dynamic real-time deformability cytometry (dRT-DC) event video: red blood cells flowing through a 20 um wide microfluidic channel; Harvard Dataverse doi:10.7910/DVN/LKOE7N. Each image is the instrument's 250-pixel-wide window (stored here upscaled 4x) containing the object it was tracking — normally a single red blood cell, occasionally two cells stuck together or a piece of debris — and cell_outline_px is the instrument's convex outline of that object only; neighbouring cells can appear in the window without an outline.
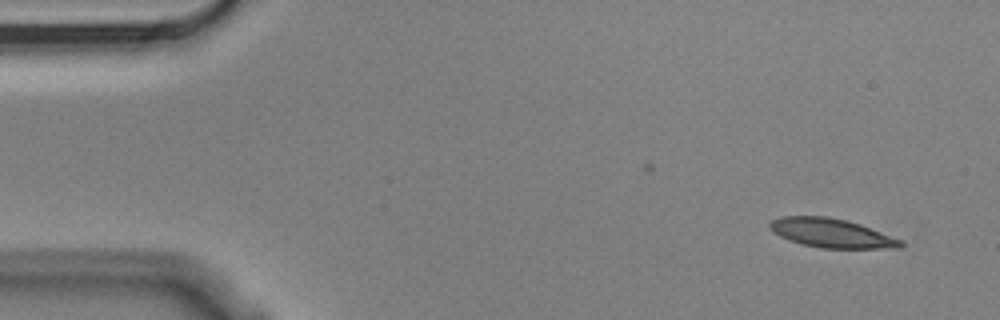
{"species": "Egyptian fruit bat (a non-hibernating species)", "species_latin": "Rousettus aegyptiacus", "temperature_condition": "cold", "stored_images_in_passage": 11, "camera_frame_rate_fps": 3000, "um_per_image_px": 0.085, "animal": {"sex": "male"}, "frame": {"image": 1, "passage_image": 2, "time_ms": 0.333, "image_size_px": [1000, 320], "cell_outline_px": [[904, 244], [900, 248], [820, 248], [800, 244], [788, 240], [772, 232], [768, 228], [768, 224], [772, 220], [784, 216], [828, 216], [848, 220], [860, 224], [904, 240]], "centroid_in_image_um": [70.67, 19.81], "position_along_channel_um": 14.3, "area_um2": 22.43}}
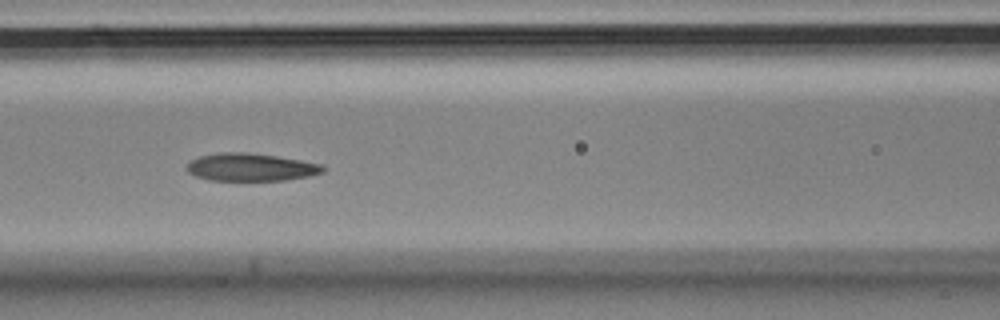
{"frame": {"image": 2, "passage_image": 8, "time_ms": 2.333, "image_size_px": [1000, 320], "cell_outline_px": [[324, 172], [312, 176], [284, 180], [212, 180], [196, 176], [188, 172], [184, 168], [192, 160], [200, 156], [220, 152], [244, 152], [276, 156], [324, 164]], "centroid_in_image_um": [21.34, 14.21], "position_along_channel_um": 145.3, "area_um2": 21.96}}
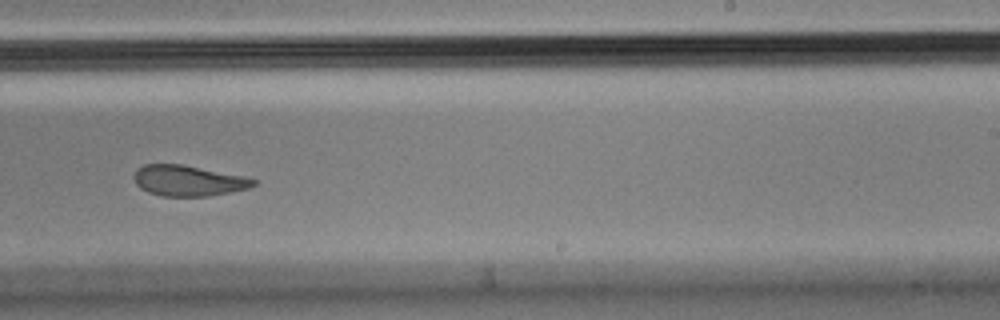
{"frame": {"image": 3, "passage_image": 11, "time_ms": 3.333, "image_size_px": [1000, 320], "cell_outline_px": [[256, 184], [248, 188], [208, 196], [160, 196], [148, 192], [140, 188], [136, 184], [132, 176], [136, 168], [144, 164], [180, 164], [244, 176], [256, 180]], "centroid_in_image_um": [15.93, 15.35], "position_along_channel_um": 273.1, "area_um2": 21.33}}